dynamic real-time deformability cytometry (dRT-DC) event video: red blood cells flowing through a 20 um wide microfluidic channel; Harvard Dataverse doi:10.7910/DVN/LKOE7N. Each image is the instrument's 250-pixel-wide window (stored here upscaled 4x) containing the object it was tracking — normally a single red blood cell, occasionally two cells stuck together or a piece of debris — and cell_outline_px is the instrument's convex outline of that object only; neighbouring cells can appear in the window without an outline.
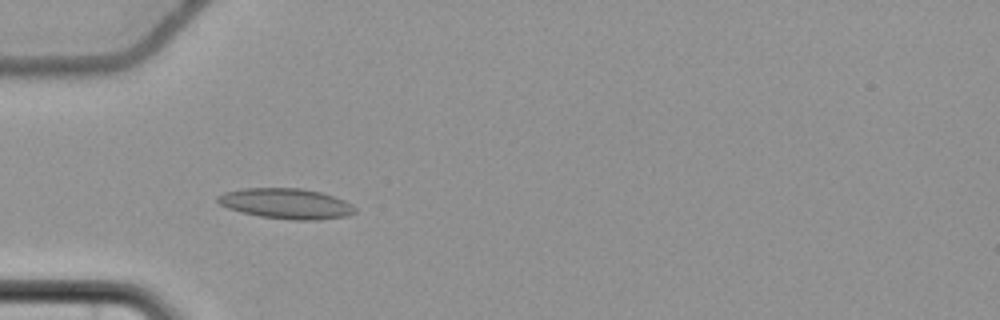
{"species": "common noctule bat (a hibernating species)", "species_latin": "Nyctalus noctula", "temperature_condition": "cold", "stored_images_in_passage": 51, "camera_frame_rate_fps": 3000, "um_per_image_px": 0.085, "animal": {"sex": "female", "body_mass_g": 22.7, "forearm_length_mm": 54.2}, "frame": {"image": 1, "passage_image": 13, "time_ms": 4.0, "image_size_px": [1000, 320], "cell_outline_px": [[356, 212], [348, 216], [320, 220], [292, 220], [260, 216], [240, 212], [228, 208], [220, 204], [216, 200], [216, 196], [224, 192], [244, 188], [300, 188], [320, 192], [344, 200], [352, 204], [356, 208]], "centroid_in_image_um": [24.33, 17.31], "position_along_channel_um": 60.7, "area_um2": 24.45}}
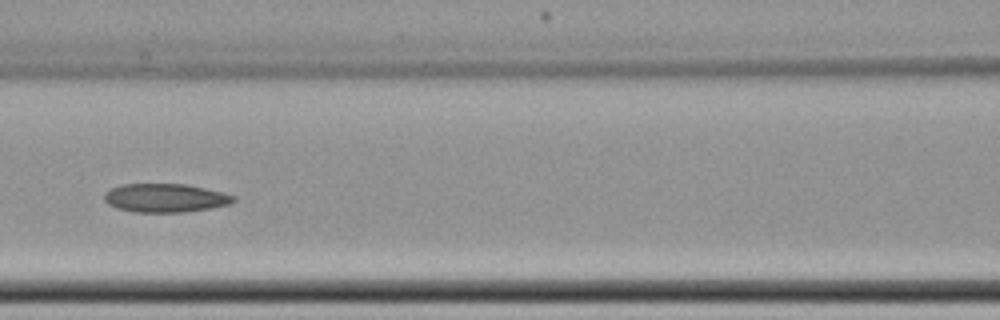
{"frame": {"image": 2, "passage_image": 21, "time_ms": 6.667, "image_size_px": [1000, 320], "cell_outline_px": [[236, 200], [232, 204], [212, 208], [180, 212], [136, 212], [116, 208], [108, 204], [104, 200], [104, 192], [120, 184], [184, 184], [224, 192], [236, 196]], "centroid_in_image_um": [14.07, 16.82], "position_along_channel_um": 152.5, "area_um2": 21.68}}
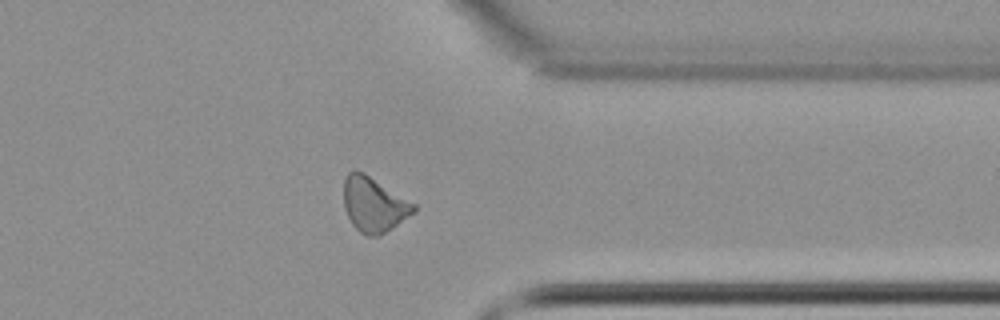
{"frame": {"image": 3, "passage_image": 40, "time_ms": 13.0, "image_size_px": [1000, 320], "cell_outline_px": [[416, 212], [380, 236], [364, 236], [352, 224], [344, 208], [344, 180], [348, 172], [364, 172], [416, 204]], "centroid_in_image_um": [31.79, 17.41], "position_along_channel_um": 379.6, "area_um2": 22.37}, "authors_computed_cell_mechanics": {"area_um2": 21.9062, "velocity_mm_per_s": 3.6687, "shape_relaxation_time_tau1_ms": null, "shape_relaxation_time_tau2_ms": 10.9977, "deformation_change_tau1": null, "deformation_change_tau2": 0.1738}}